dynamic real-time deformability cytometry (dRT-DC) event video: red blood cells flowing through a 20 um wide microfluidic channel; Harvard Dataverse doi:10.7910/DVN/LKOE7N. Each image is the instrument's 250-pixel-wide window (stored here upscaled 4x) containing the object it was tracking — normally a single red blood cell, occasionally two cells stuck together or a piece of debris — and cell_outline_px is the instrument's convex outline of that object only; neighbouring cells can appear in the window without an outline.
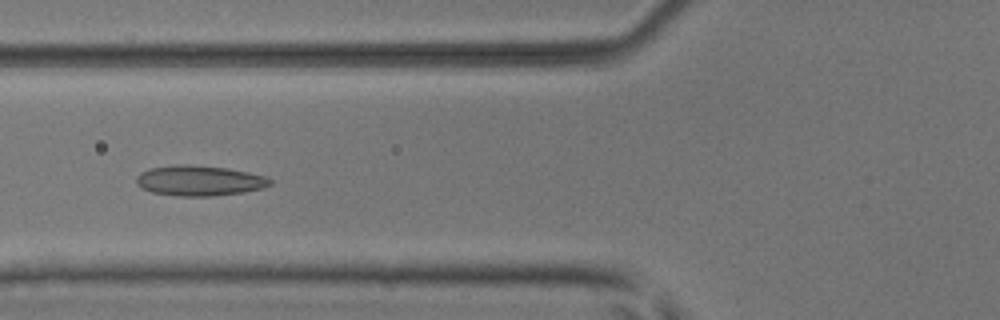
{"species": "common noctule bat (a hibernating species)", "species_latin": "Nyctalus noctula", "temperature_condition": "room temperature", "stored_images_in_passage": 48, "segment_of_instrument_passage": [1, 2], "camera_frame_rate_fps": 3000, "um_per_image_px": 0.085, "animal": {"sex": "male", "body_mass_g": 17.9, "forearm_length_mm": 54.2}, "frame": {"image": 1, "passage_image": 16, "time_ms": 5.0, "image_size_px": [1000, 320], "cell_outline_px": [[272, 184], [264, 188], [244, 192], [212, 196], [180, 196], [152, 192], [140, 188], [136, 184], [136, 176], [140, 172], [148, 168], [176, 164], [188, 164], [224, 168], [248, 172], [264, 176], [272, 180]], "centroid_in_image_um": [16.91, 15.35], "position_along_channel_um": 108.9, "area_um2": 23.76}}
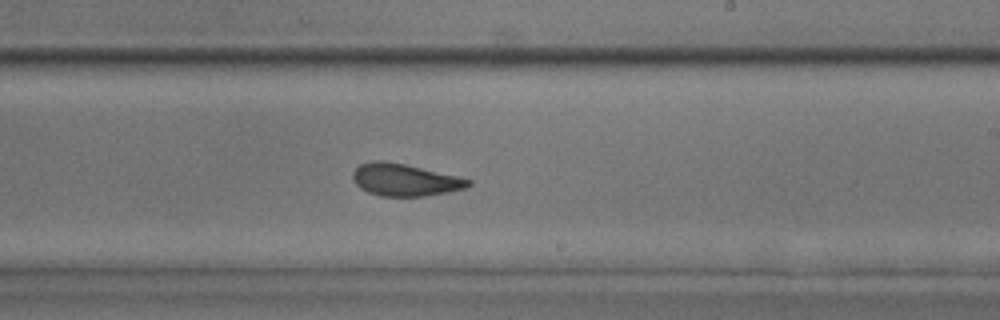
{"frame": {"image": 2, "passage_image": 27, "time_ms": 8.667, "image_size_px": [1000, 320], "cell_outline_px": [[472, 184], [464, 188], [448, 192], [424, 196], [380, 196], [368, 192], [360, 188], [352, 180], [352, 172], [360, 164], [372, 160], [384, 160], [404, 164], [456, 176], [472, 180]], "centroid_in_image_um": [34.36, 15.29], "position_along_channel_um": 254.6, "area_um2": 21.62}}
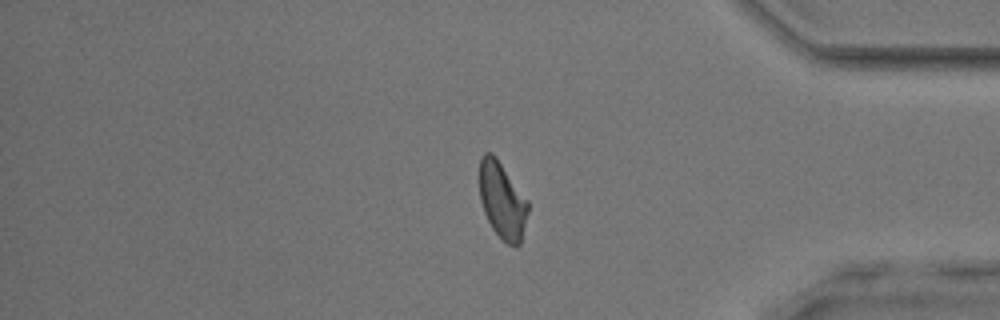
{"frame": {"image": 3, "passage_image": 39, "time_ms": 12.667, "image_size_px": [1000, 320], "cell_outline_px": [[528, 212], [520, 244], [516, 248], [508, 244], [492, 228], [484, 212], [480, 200], [480, 156], [484, 152], [492, 152], [496, 156], [528, 200]], "centroid_in_image_um": [42.69, 17.01], "position_along_channel_um": 392.5, "area_um2": 21.62}}